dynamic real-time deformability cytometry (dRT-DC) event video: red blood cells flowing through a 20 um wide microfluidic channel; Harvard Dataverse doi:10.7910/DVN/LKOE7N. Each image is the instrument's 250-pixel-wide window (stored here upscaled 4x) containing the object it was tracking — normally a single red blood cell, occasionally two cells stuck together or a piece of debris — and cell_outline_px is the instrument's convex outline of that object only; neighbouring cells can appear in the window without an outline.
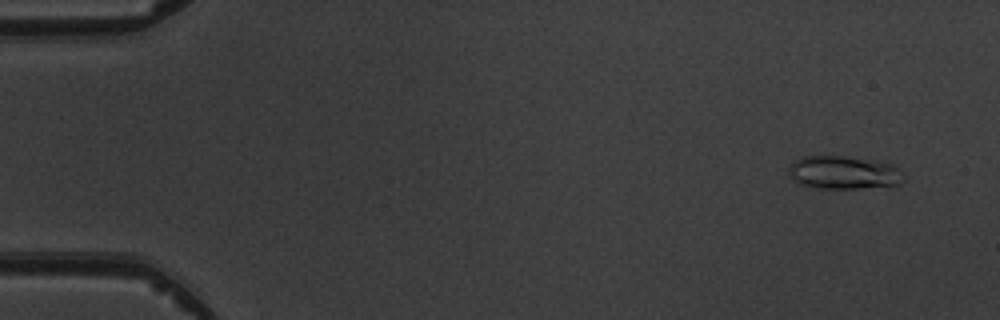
{"species": "common noctule bat (a hibernating species)", "species_latin": "Nyctalus noctula", "temperature_condition": "warm", "stored_images_in_passage": 5, "camera_frame_rate_fps": 3000, "um_per_image_px": 0.085, "animal": {"sex": "male", "body_mass_g": 19.5, "forearm_length_mm": 54.6}, "frame": {"image": 1, "passage_image": 1, "time_ms": 0.0, "image_size_px": [1000, 320], "cell_outline_px": [[900, 184], [860, 188], [816, 188], [800, 184], [788, 176], [788, 164], [804, 156], [844, 156], [876, 160], [892, 164], [896, 168], [900, 180]], "centroid_in_image_um": [71.59, 14.65], "position_along_channel_um": 13.4, "area_um2": 21.96}}